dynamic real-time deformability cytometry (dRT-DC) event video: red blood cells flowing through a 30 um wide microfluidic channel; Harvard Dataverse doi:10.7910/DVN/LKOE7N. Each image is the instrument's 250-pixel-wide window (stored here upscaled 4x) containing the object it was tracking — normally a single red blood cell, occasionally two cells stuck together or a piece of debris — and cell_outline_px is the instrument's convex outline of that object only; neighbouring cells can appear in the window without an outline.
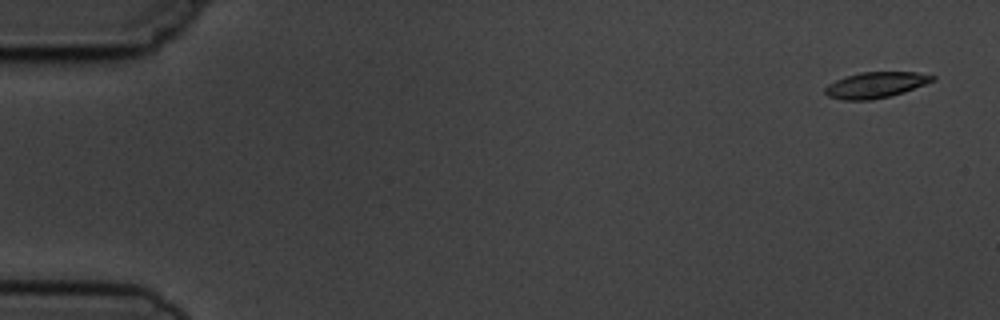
{"species": "common noctule bat (a hibernating species)", "species_latin": "Nyctalus noctula", "temperature_condition": "cold", "stored_images_in_passage": 5, "camera_frame_rate_fps": 3000, "um_per_image_px": 0.085, "animal": {"sex": "male", "body_mass_g": 19.5, "forearm_length_mm": 54.6}, "frame": {"image": 1, "passage_image": 1, "time_ms": 0.0, "image_size_px": [1000, 320], "cell_outline_px": [[936, 80], [904, 92], [872, 100], [844, 100], [828, 96], [824, 92], [824, 88], [828, 84], [836, 80], [860, 72], [916, 72], [936, 76]], "centroid_in_image_um": [74.44, 7.22], "position_along_channel_um": 10.6, "area_um2": 16.13}}
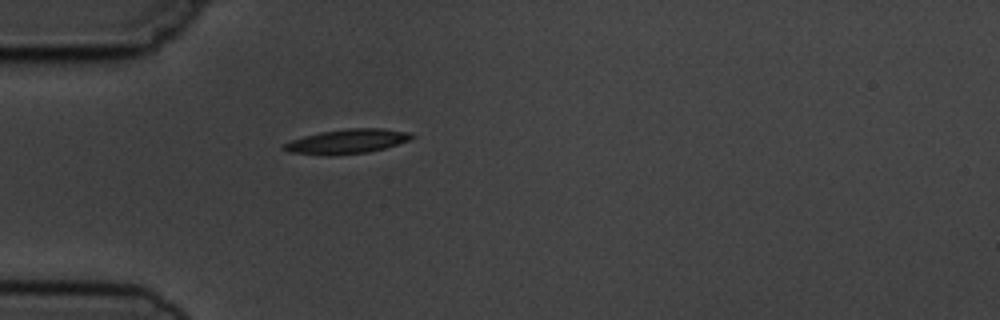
{"frame": {"image": 2, "passage_image": 5, "time_ms": 4.667, "image_size_px": [1000, 320], "cell_outline_px": [[416, 136], [412, 140], [384, 148], [368, 152], [332, 156], [328, 156], [288, 152], [280, 148], [284, 144], [292, 140], [304, 136], [320, 132], [348, 128], [380, 128], [408, 132]], "centroid_in_image_um": [29.5, 12.03], "position_along_channel_um": 55.5, "area_um2": 18.38}}